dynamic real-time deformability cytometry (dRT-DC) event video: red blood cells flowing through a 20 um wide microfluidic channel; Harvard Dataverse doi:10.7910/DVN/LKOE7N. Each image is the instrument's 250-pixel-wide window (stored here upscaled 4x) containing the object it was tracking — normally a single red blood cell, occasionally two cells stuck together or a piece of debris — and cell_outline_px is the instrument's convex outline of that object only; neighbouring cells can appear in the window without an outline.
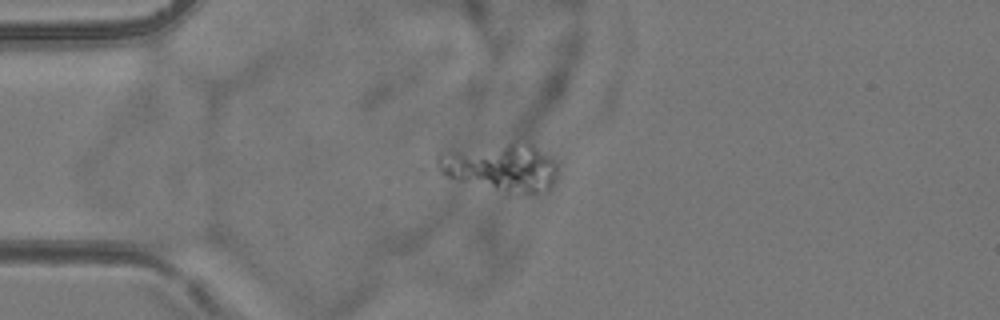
{"species": "common noctule bat (a hibernating species)", "species_latin": "Nyctalus noctula", "temperature_condition": "room temperature", "stored_images_in_passage": 9, "camera_frame_rate_fps": 3000, "um_per_image_px": 0.085, "animal": {"sex": "female", "body_mass_g": 24.6, "forearm_length_mm": 56.2}, "frame": {"image": 1, "passage_image": 4, "time_ms": 3.333, "image_size_px": [1000, 320], "cell_outline_px": [[556, 180], [552, 188], [548, 192], [532, 196], [524, 196], [444, 176], [440, 172], [436, 164], [440, 156], [456, 152], [508, 144], [532, 144], [548, 156], [556, 164]], "centroid_in_image_um": [42.74, 14.32], "position_along_channel_um": 42.3, "area_um2": 32.37}}
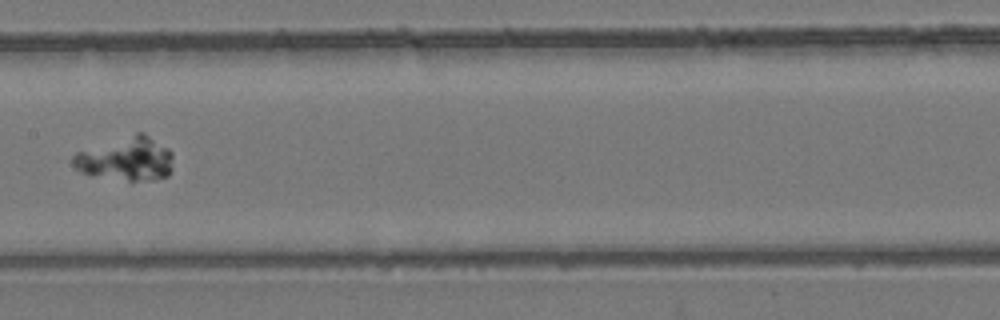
{"frame": {"image": 2, "passage_image": 8, "time_ms": 8.0, "image_size_px": [1000, 320], "cell_outline_px": [[172, 168], [168, 176], [152, 180], [132, 184], [80, 172], [72, 164], [72, 156], [76, 152], [136, 132], [144, 132], [168, 148], [172, 152]], "centroid_in_image_um": [10.74, 13.54], "position_along_channel_um": 196.7, "area_um2": 26.18}}
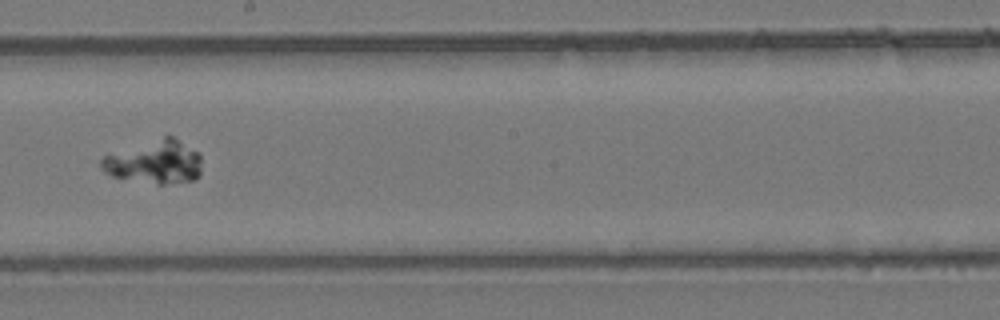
{"frame": {"image": 3, "passage_image": 9, "time_ms": 9.0, "image_size_px": [1000, 320], "cell_outline_px": [[200, 176], [196, 180], [164, 184], [156, 184], [112, 176], [104, 172], [100, 168], [100, 160], [104, 156], [164, 136], [172, 136], [200, 152]], "centroid_in_image_um": [13.18, 13.78], "position_along_channel_um": 235.0, "area_um2": 25.2}}